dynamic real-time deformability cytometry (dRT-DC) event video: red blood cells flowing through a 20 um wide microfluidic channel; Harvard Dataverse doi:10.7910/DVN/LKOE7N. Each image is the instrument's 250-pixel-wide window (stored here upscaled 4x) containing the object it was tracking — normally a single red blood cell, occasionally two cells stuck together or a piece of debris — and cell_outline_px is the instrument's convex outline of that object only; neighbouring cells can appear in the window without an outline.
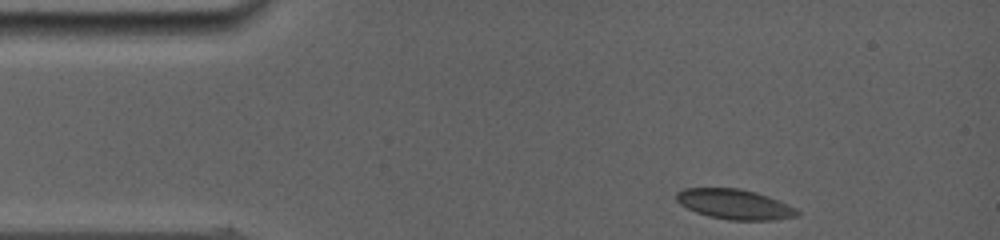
{"species": "common noctule bat (a hibernating species)", "species_latin": "Nyctalus noctula", "temperature_condition": "room temperature", "stored_images_in_passage": 42, "camera_frame_rate_fps": 5000, "um_per_image_px": 0.085, "animal": {"sex": "female", "body_mass_g": 19.0, "forearm_length_mm": 56.7}, "frame": {"image": 1, "passage_image": 1, "time_ms": 0.0, "image_size_px": [1000, 240], "cell_outline_px": [[800, 216], [772, 220], [728, 220], [708, 216], [696, 212], [680, 204], [676, 200], [676, 192], [684, 188], [740, 188], [756, 192], [780, 200], [796, 208], [800, 212]], "centroid_in_image_um": [62.47, 17.36], "position_along_channel_um": 22.5, "area_um2": 21.33}}
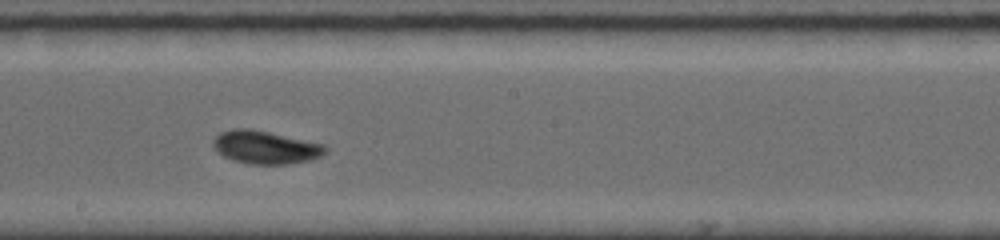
{"frame": {"image": 2, "passage_image": 24, "time_ms": 6.8, "image_size_px": [1000, 240], "cell_outline_px": [[328, 148], [320, 156], [308, 160], [288, 164], [248, 164], [232, 160], [224, 156], [212, 144], [212, 140], [220, 132], [232, 128], [248, 128], [268, 132], [324, 144]], "centroid_in_image_um": [22.53, 12.51], "position_along_channel_um": 225.7, "area_um2": 21.39}}
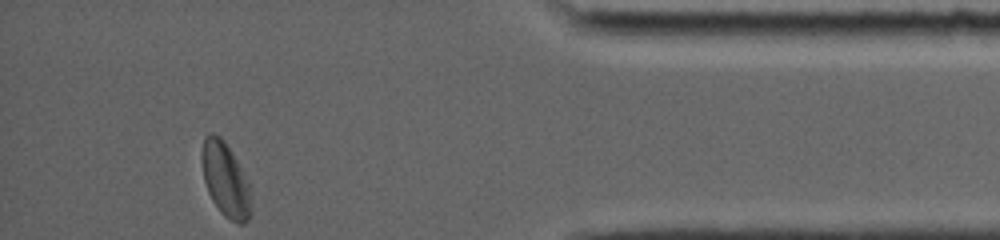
{"frame": {"image": 3, "passage_image": 42, "time_ms": 12.4, "image_size_px": [1000, 240], "cell_outline_px": [[252, 212], [248, 220], [244, 224], [240, 224], [224, 216], [220, 212], [212, 200], [208, 192], [204, 180], [200, 160], [200, 156], [204, 136], [212, 132], [220, 136], [224, 140], [236, 160], [252, 192]], "centroid_in_image_um": [19.15, 15.29], "position_along_channel_um": 416.0, "area_um2": 21.56}, "authors_computed_cell_mechanics": {"area_um2": 21.1837, "velocity_mm_per_s": 3.9056, "shape_relaxation_time_tau1_ms": 3.7039, "shape_relaxation_time_tau2_ms": 2.2793, "deformation_change_tau1": 0.0911, "deformation_change_tau2": 0.052}}